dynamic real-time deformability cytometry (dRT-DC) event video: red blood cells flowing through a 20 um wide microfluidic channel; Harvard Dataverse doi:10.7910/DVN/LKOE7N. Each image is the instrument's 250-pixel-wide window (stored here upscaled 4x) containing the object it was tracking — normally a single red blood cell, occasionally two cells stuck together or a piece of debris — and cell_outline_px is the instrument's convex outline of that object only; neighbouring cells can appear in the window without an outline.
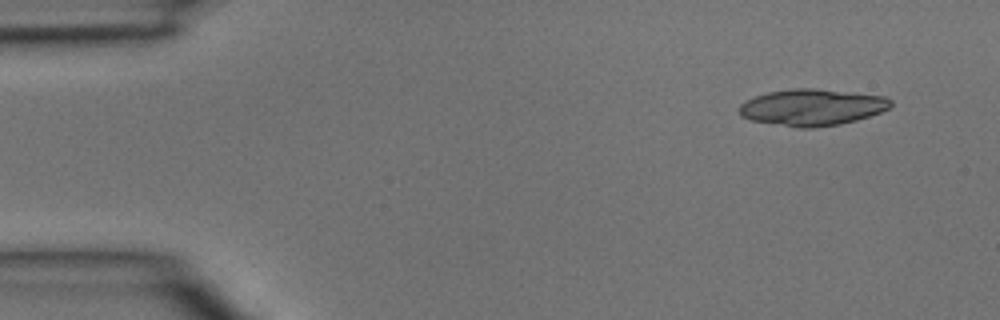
{"species": "common noctule bat (a hibernating species)", "species_latin": "Nyctalus noctula", "temperature_condition": "room temperature", "stored_images_in_passage": 4, "camera_frame_rate_fps": 3000, "um_per_image_px": 0.085, "animal": {"sex": "male", "body_mass_g": 15.6}, "frame": {"image": 1, "passage_image": 1, "time_ms": 0.0, "image_size_px": [1000, 320], "cell_outline_px": [[892, 104], [888, 108], [880, 112], [856, 120], [840, 124], [812, 128], [796, 128], [752, 120], [740, 116], [740, 104], [756, 96], [768, 92], [792, 88], [816, 88], [884, 96], [892, 100]], "centroid_in_image_um": [69.02, 9.12], "position_along_channel_um": 16.0, "area_um2": 32.14}}
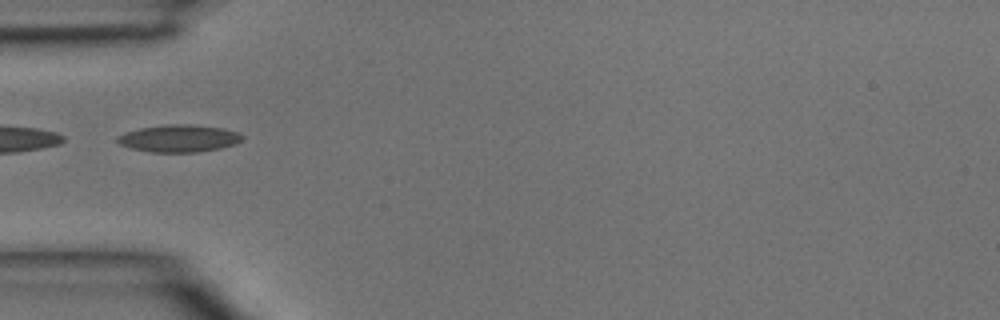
{"frame": {"image": 2, "passage_image": 4, "time_ms": 1.0, "image_size_px": [1000, 320], "cell_outline_px": [[244, 140], [236, 144], [220, 148], [196, 152], [152, 152], [132, 148], [120, 144], [116, 140], [116, 136], [124, 132], [140, 128], [168, 124], [192, 124], [224, 128], [240, 132], [244, 136]], "centroid_in_image_um": [15.26, 11.75], "position_along_channel_um": 69.7, "area_um2": 20.06}}